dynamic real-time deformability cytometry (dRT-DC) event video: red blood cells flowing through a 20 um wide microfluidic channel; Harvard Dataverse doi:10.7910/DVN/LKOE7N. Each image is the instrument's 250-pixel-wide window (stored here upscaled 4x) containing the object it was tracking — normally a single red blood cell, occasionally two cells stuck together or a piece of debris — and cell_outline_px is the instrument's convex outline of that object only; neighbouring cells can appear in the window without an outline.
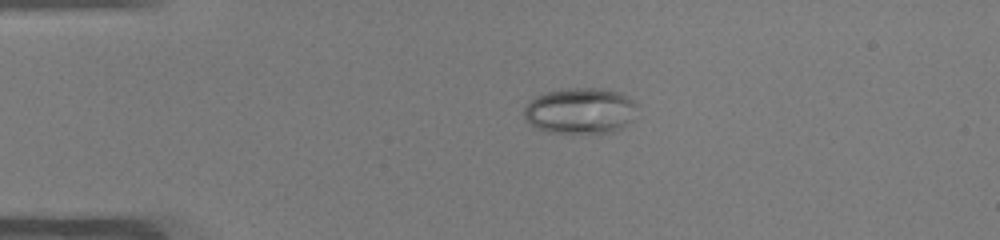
{"species": "common noctule bat (a hibernating species)", "species_latin": "Nyctalus noctula", "temperature_condition": "warm", "stored_images_in_passage": 40, "camera_frame_rate_fps": 3000, "um_per_image_px": 0.085, "animal": {"sex": "male", "body_mass_g": 19.0, "forearm_length_mm": 50.8}, "frame": {"image": 1, "passage_image": 1, "time_ms": 0.0, "image_size_px": [1000, 240], "cell_outline_px": [[636, 104], [632, 120], [620, 128], [612, 132], [552, 132], [536, 128], [524, 116], [524, 108], [536, 96], [544, 92], [568, 88], [604, 88], [620, 92], [632, 100]], "centroid_in_image_um": [49.32, 9.39], "position_along_channel_um": 35.7, "area_um2": 29.88}}
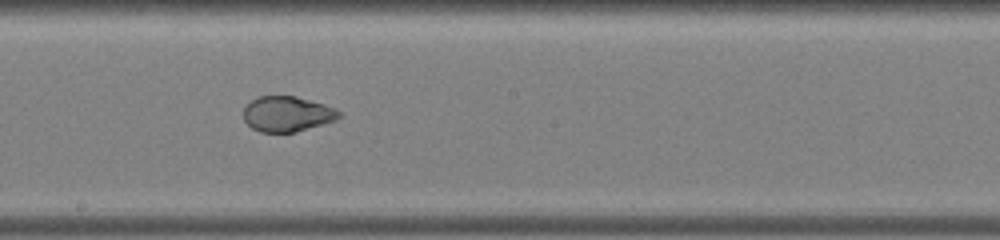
{"frame": {"image": 2, "passage_image": 18, "time_ms": 5.667, "image_size_px": [1000, 240], "cell_outline_px": [[340, 116], [336, 120], [296, 132], [260, 132], [252, 128], [244, 120], [244, 108], [256, 96], [296, 96], [324, 104], [340, 112]], "centroid_in_image_um": [24.39, 9.69], "position_along_channel_um": 223.8, "area_um2": 19.54}}
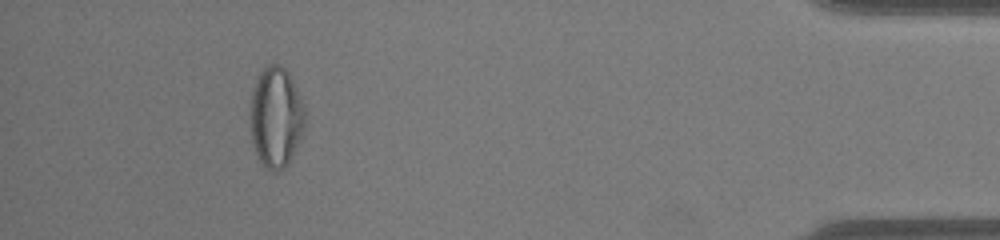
{"frame": {"image": 3, "passage_image": 36, "time_ms": 11.667, "image_size_px": [1000, 240], "cell_outline_px": [[304, 128], [292, 156], [288, 164], [284, 168], [276, 172], [272, 172], [260, 164], [256, 156], [252, 140], [252, 92], [256, 80], [260, 72], [268, 64], [280, 64], [288, 72], [304, 104]], "centroid_in_image_um": [23.46, 9.99], "position_along_channel_um": 411.7, "area_um2": 31.73}, "authors_computed_cell_mechanics": {"area_um2": 23.6691, "velocity_mm_per_s": 4.0468, "shape_relaxation_time_tau1_ms": null, "shape_relaxation_time_tau2_ms": 0.437, "deformation_change_tau1": null, "deformation_change_tau2": 0.0496}}